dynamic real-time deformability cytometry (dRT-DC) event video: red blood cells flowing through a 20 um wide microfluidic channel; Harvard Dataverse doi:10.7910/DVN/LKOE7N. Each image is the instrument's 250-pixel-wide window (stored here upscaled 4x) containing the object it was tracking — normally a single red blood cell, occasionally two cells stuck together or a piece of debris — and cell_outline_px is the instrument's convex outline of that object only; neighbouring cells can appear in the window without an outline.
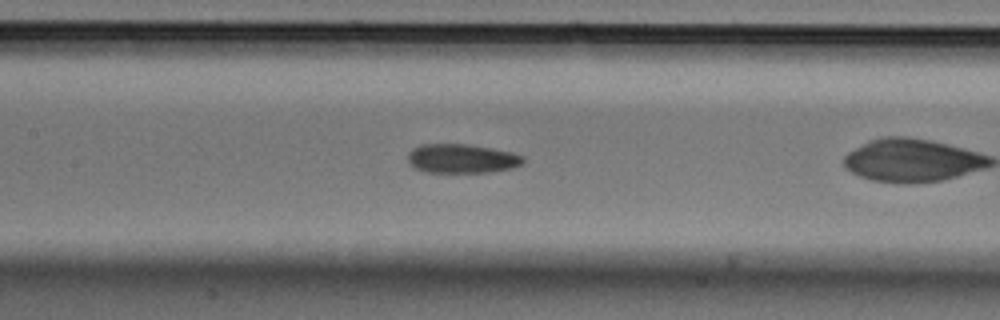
{"species": "Egyptian fruit bat (a non-hibernating species)", "species_latin": "Rousettus aegyptiacus", "temperature_condition": "cold", "stored_images_in_passage": 39, "camera_frame_rate_fps": 3000, "um_per_image_px": 0.085, "animal": {"sex": "male"}, "frame": {"image": 1, "passage_image": 10, "time_ms": 3.0, "image_size_px": [1000, 320], "cell_outline_px": [[524, 160], [520, 164], [512, 168], [488, 172], [424, 172], [408, 164], [408, 152], [412, 148], [420, 144], [468, 144], [492, 148], [512, 152], [524, 156]], "centroid_in_image_um": [39.22, 13.47], "position_along_channel_um": 168.2, "area_um2": 19.65}}
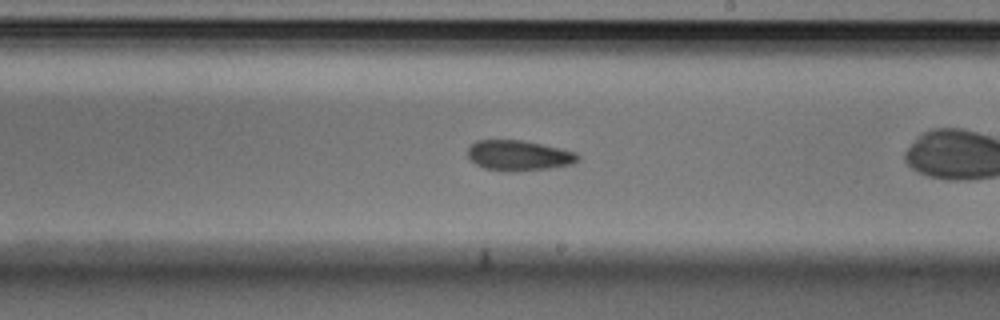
{"frame": {"image": 2, "passage_image": 16, "time_ms": 5.0, "image_size_px": [1000, 320], "cell_outline_px": [[580, 160], [572, 164], [548, 168], [512, 172], [504, 172], [484, 168], [476, 164], [468, 156], [468, 148], [476, 140], [524, 140], [560, 148], [576, 152], [580, 156]], "centroid_in_image_um": [44.11, 13.22], "position_along_channel_um": 244.9, "area_um2": 19.59}}
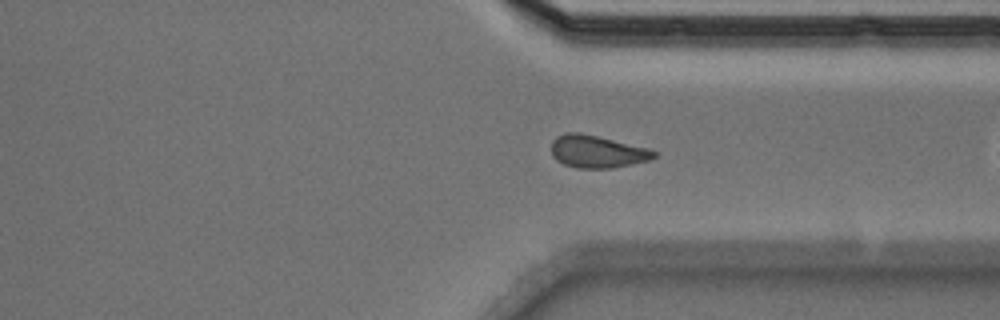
{"frame": {"image": 3, "passage_image": 25, "time_ms": 8.0, "image_size_px": [1000, 320], "cell_outline_px": [[656, 156], [652, 160], [612, 168], [576, 168], [564, 164], [556, 160], [552, 156], [552, 140], [556, 136], [568, 132], [580, 132], [648, 148], [656, 152]], "centroid_in_image_um": [50.75, 12.89], "position_along_channel_um": 360.7, "area_um2": 19.48}}